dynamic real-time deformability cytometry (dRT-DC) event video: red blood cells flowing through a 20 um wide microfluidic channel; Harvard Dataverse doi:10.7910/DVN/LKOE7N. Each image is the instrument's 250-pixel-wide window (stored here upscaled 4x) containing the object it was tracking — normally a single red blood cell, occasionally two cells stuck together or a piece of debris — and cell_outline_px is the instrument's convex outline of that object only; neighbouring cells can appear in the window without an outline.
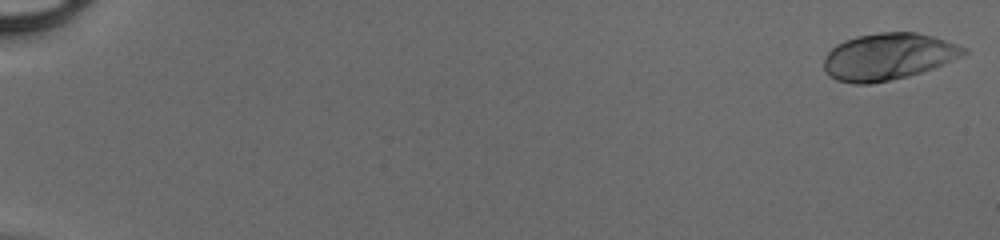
{"species": "human", "species_latin": "Homo sapiens", "temperature_condition": "cold", "stored_images_in_passage": 49, "camera_frame_rate_fps": 3000, "um_per_image_px": 0.085, "donor": {"sex": "male"}, "frame": {"image": 1, "passage_image": 1, "time_ms": 0.0, "image_size_px": [1000, 240], "cell_outline_px": [[968, 52], [964, 56], [944, 64], [908, 76], [868, 84], [852, 84], [836, 80], [828, 76], [824, 72], [824, 56], [836, 44], [844, 40], [856, 36], [880, 32], [916, 32], [932, 36], [968, 48]], "centroid_in_image_um": [75.47, 4.81], "position_along_channel_um": 9.5, "area_um2": 38.26}}
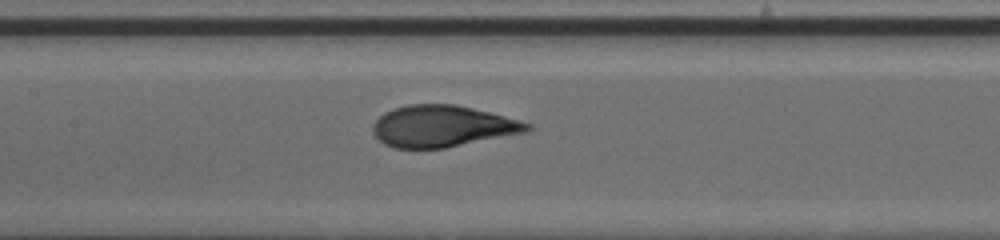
{"frame": {"image": 2, "passage_image": 26, "time_ms": 8.333, "image_size_px": [1000, 240], "cell_outline_px": [[536, 128], [528, 132], [444, 148], [392, 148], [384, 144], [372, 132], [372, 124], [384, 112], [392, 108], [408, 104], [452, 104], [472, 108], [520, 120], [532, 124]], "centroid_in_image_um": [37.62, 10.73], "position_along_channel_um": 169.8, "area_um2": 37.51}}
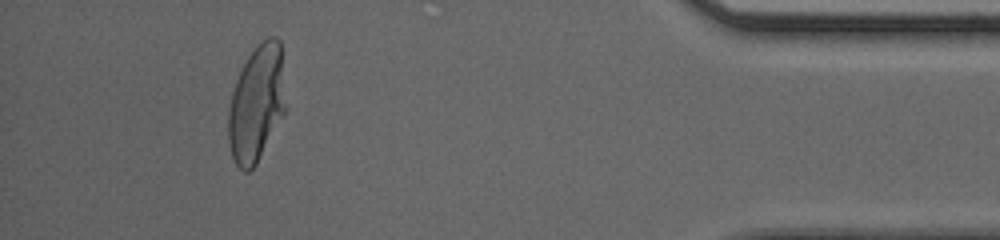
{"frame": {"image": 3, "passage_image": 46, "time_ms": 15.0, "image_size_px": [1000, 240], "cell_outline_px": [[288, 108], [256, 164], [248, 172], [244, 172], [236, 164], [232, 156], [228, 140], [228, 108], [232, 92], [236, 80], [248, 56], [268, 36], [276, 36], [280, 40]], "centroid_in_image_um": [21.84, 8.8], "position_along_channel_um": 413.4, "area_um2": 39.36}}